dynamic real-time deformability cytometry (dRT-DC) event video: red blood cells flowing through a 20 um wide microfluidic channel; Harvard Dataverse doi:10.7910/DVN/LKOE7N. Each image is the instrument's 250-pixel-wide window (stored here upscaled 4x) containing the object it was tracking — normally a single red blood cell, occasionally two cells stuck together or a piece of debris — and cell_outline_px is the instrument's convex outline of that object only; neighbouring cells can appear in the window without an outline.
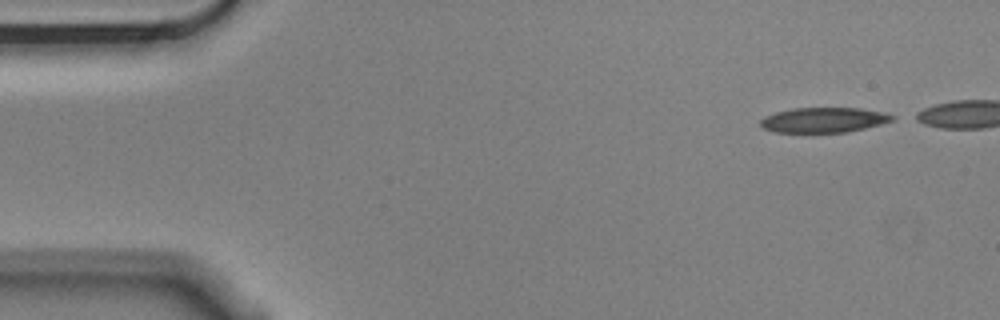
{"species": "Egyptian fruit bat (a non-hibernating species)", "species_latin": "Rousettus aegyptiacus", "temperature_condition": "cold", "stored_images_in_passage": 5, "camera_frame_rate_fps": 3000, "um_per_image_px": 0.085, "animal": {"sex": "male"}, "frame": {"image": 1, "passage_image": 1, "time_ms": 0.0, "image_size_px": [1000, 320], "cell_outline_px": [[896, 116], [892, 120], [880, 124], [848, 132], [772, 132], [764, 128], [760, 124], [760, 120], [764, 116], [776, 112], [792, 108], [860, 108], [884, 112]], "centroid_in_image_um": [70.0, 10.19], "position_along_channel_um": 15.0, "area_um2": 19.19}}